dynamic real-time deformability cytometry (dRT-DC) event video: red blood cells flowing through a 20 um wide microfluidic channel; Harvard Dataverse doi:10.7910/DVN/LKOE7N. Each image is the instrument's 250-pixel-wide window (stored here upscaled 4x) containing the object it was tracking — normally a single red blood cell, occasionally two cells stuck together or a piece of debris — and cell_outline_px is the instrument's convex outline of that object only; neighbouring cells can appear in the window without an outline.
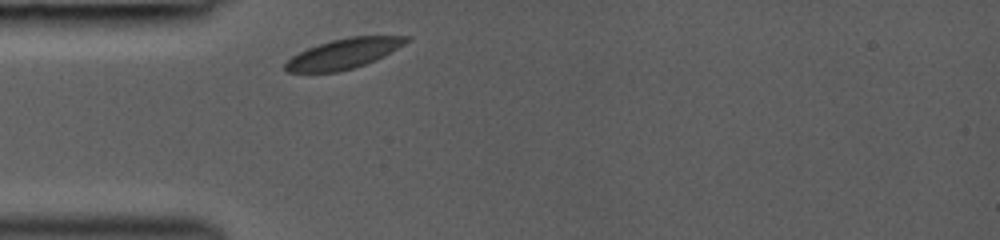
{"species": "common noctule bat (a hibernating species)", "species_latin": "Nyctalus noctula", "temperature_condition": "room temperature", "stored_images_in_passage": 1, "camera_frame_rate_fps": 3000, "um_per_image_px": 0.085, "animal": {"sex": "female", "body_mass_g": 19.0, "forearm_length_mm": 53.3}, "frame": {"image": 1, "passage_image": 1, "time_ms": 0.0, "image_size_px": [1000, 240], "cell_outline_px": [[408, 40], [404, 44], [384, 56], [376, 60], [352, 68], [336, 72], [288, 72], [284, 68], [284, 64], [292, 56], [308, 48], [332, 40], [352, 36], [408, 36]], "centroid_in_image_um": [29.2, 4.56], "position_along_channel_um": 55.8, "area_um2": 20.81}}